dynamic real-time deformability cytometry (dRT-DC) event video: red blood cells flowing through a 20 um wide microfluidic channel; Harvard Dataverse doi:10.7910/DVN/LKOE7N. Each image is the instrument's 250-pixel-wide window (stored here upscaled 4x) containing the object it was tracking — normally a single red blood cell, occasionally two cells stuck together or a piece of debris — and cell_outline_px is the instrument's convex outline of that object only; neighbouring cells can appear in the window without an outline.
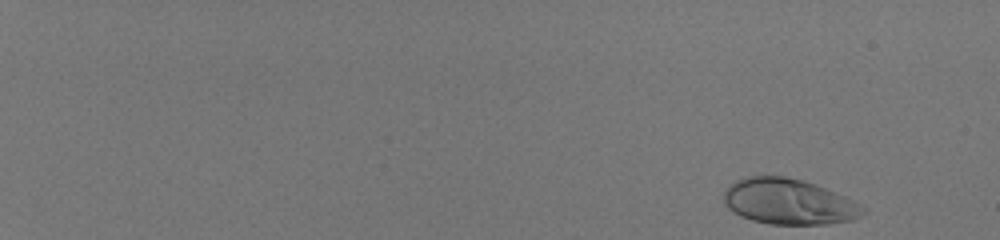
{"species": "human", "species_latin": "Homo sapiens", "temperature_condition": "room temperature", "stored_images_in_passage": 52, "camera_frame_rate_fps": 3000, "um_per_image_px": 0.085, "donor": {"sex": "male"}, "frame": {"image": 1, "passage_image": 1, "time_ms": 0.0, "image_size_px": [1000, 240], "cell_outline_px": [[868, 212], [852, 220], [828, 224], [768, 224], [752, 220], [740, 216], [732, 212], [724, 204], [724, 192], [736, 180], [748, 176], [784, 176], [804, 180], [816, 184], [844, 196], [868, 208]], "centroid_in_image_um": [67.07, 17.15], "position_along_channel_um": 17.9, "area_um2": 37.22}}
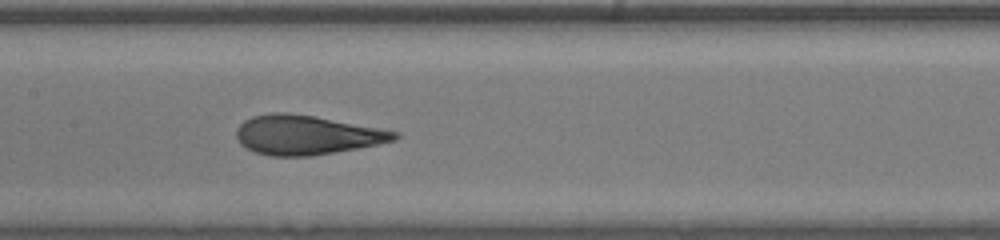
{"frame": {"image": 2, "passage_image": 30, "time_ms": 9.667, "image_size_px": [1000, 240], "cell_outline_px": [[400, 136], [396, 140], [380, 144], [312, 156], [272, 156], [256, 152], [240, 144], [236, 136], [236, 128], [244, 120], [252, 116], [272, 112], [288, 112], [316, 116], [380, 128], [400, 132]], "centroid_in_image_um": [26.07, 11.46], "position_along_channel_um": 181.3, "area_um2": 36.47}}
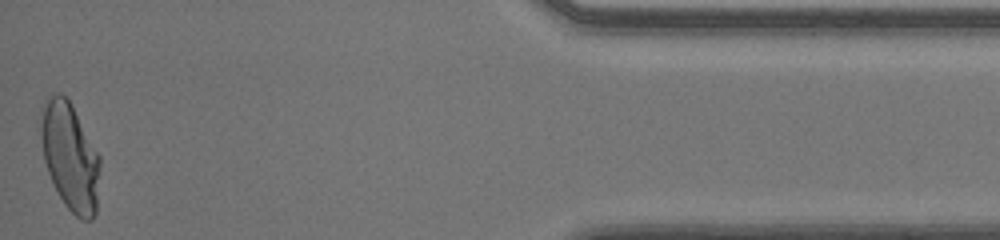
{"frame": {"image": 3, "passage_image": 52, "time_ms": 17.0, "image_size_px": [1000, 240], "cell_outline_px": [[100, 164], [96, 212], [92, 220], [84, 220], [76, 216], [64, 204], [48, 172], [44, 160], [40, 108], [56, 92], [60, 92], [72, 104], [100, 156]], "centroid_in_image_um": [5.98, 13.31], "position_along_channel_um": 429.2, "area_um2": 36.59}, "authors_computed_cell_mechanics": {"area_um2": 35.8938, "velocity_mm_per_s": 4.0793, "shape_relaxation_time_tau1_ms": 6.1113, "shape_relaxation_time_tau2_ms": null, "deformation_change_tau1": 0.2576, "deformation_change_tau2": null}}